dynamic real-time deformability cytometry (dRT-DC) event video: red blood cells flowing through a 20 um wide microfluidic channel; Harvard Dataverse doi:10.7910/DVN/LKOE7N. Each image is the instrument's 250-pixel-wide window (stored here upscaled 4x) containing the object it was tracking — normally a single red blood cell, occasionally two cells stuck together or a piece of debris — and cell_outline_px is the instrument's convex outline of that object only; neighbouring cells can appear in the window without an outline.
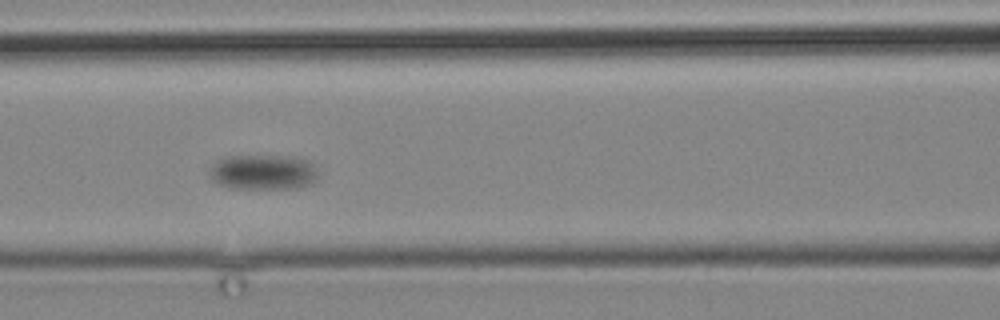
{"species": "common noctule bat (a hibernating species)", "species_latin": "Nyctalus noctula", "temperature_condition": "cold", "stored_images_in_passage": 9, "camera_frame_rate_fps": 3000, "um_per_image_px": 0.085, "animal": {"sex": "male", "body_mass_g": 19.2, "forearm_length_mm": 51.8}, "frame": {"image": 1, "passage_image": 4, "time_ms": 3.667, "image_size_px": [1000, 320], "cell_outline_px": [[316, 180], [312, 184], [296, 188], [232, 188], [220, 184], [212, 180], [208, 176], [208, 172], [212, 164], [216, 160], [228, 156], [292, 156], [308, 160], [312, 164], [316, 172]], "centroid_in_image_um": [22.33, 14.63], "position_along_channel_um": 144.3, "area_um2": 22.31}}
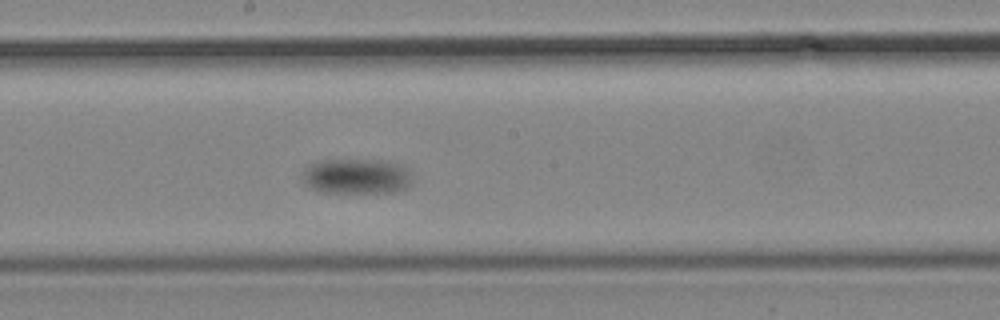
{"frame": {"image": 2, "passage_image": 6, "time_ms": 7.0, "image_size_px": [1000, 320], "cell_outline_px": [[412, 184], [408, 188], [396, 192], [316, 192], [304, 184], [304, 172], [312, 164], [320, 160], [380, 160], [396, 164], [404, 168], [412, 180]], "centroid_in_image_um": [30.3, 15.01], "position_along_channel_um": 217.9, "area_um2": 22.31}}
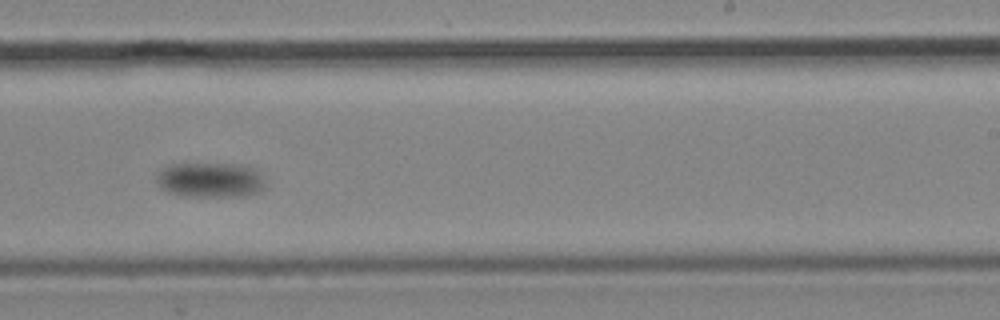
{"frame": {"image": 3, "passage_image": 8, "time_ms": 9.333, "image_size_px": [1000, 320], "cell_outline_px": [[264, 188], [260, 192], [248, 196], [180, 196], [168, 192], [160, 188], [156, 180], [156, 172], [160, 168], [168, 164], [244, 164], [252, 168], [264, 180]], "centroid_in_image_um": [17.82, 15.3], "position_along_channel_um": 271.2, "area_um2": 22.48}}